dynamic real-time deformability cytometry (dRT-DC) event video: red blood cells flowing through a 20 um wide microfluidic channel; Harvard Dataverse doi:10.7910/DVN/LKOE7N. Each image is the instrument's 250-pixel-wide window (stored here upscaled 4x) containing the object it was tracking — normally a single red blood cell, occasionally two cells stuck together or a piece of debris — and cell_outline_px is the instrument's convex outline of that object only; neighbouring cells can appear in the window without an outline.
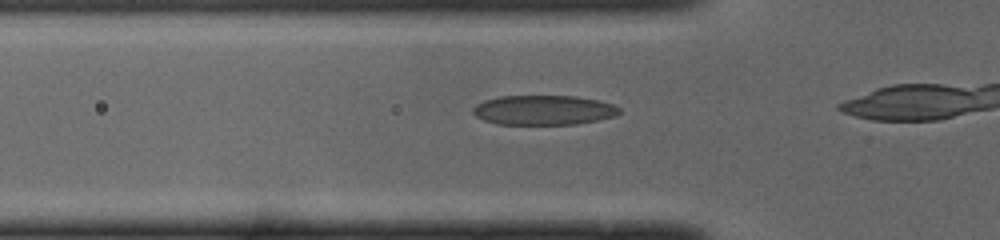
{"species": "common noctule bat (a hibernating species)", "species_latin": "Nyctalus noctula", "temperature_condition": "cold", "stored_images_in_passage": 18, "camera_frame_rate_fps": 3000, "um_per_image_px": 0.085, "animal": {"sex": "male", "body_mass_g": 19.0, "forearm_length_mm": 50.8}, "frame": {"image": 1, "passage_image": 11, "time_ms": 3.333, "image_size_px": [1000, 240], "cell_outline_px": [[620, 112], [616, 116], [576, 124], [496, 124], [484, 120], [476, 116], [472, 112], [472, 108], [476, 104], [484, 100], [500, 96], [576, 96], [596, 100], [612, 104], [620, 108]], "centroid_in_image_um": [46.18, 9.35], "position_along_channel_um": 79.6, "area_um2": 25.26}}
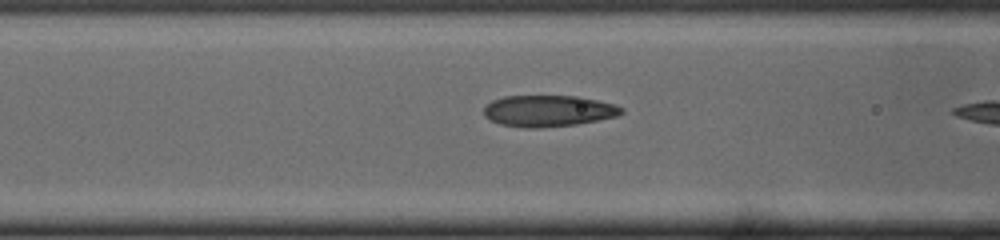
{"frame": {"image": 2, "passage_image": 14, "time_ms": 4.333, "image_size_px": [1000, 240], "cell_outline_px": [[624, 112], [616, 116], [576, 124], [540, 128], [524, 128], [500, 124], [484, 116], [484, 108], [492, 100], [504, 96], [580, 96], [616, 104], [624, 108]], "centroid_in_image_um": [46.62, 9.42], "position_along_channel_um": 120.0, "area_um2": 25.2}}
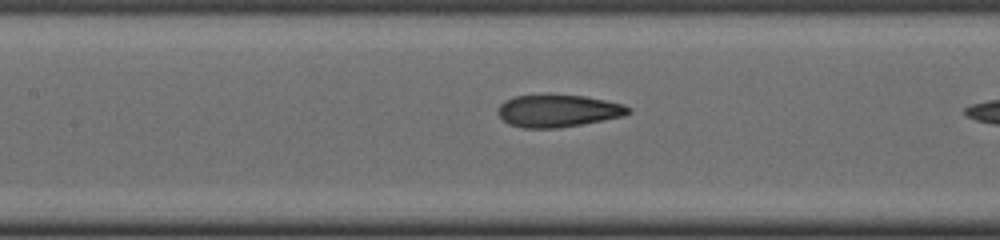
{"frame": {"image": 3, "passage_image": 17, "time_ms": 5.333, "image_size_px": [1000, 240], "cell_outline_px": [[632, 112], [624, 116], [560, 128], [524, 128], [508, 124], [496, 112], [496, 108], [504, 100], [516, 96], [584, 96], [624, 104], [632, 108]], "centroid_in_image_um": [47.44, 9.44], "position_along_channel_um": 160.0, "area_um2": 24.39}}